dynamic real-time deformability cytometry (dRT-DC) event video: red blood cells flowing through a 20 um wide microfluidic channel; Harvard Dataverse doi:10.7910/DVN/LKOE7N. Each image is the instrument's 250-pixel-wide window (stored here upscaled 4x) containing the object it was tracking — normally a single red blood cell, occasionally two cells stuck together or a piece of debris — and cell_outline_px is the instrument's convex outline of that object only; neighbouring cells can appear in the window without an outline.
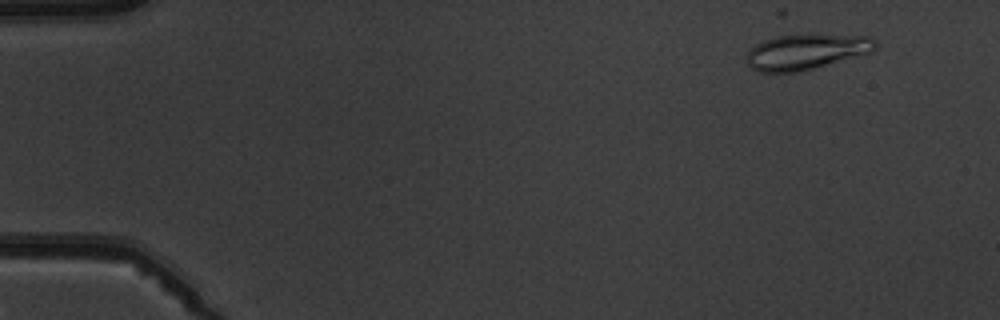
{"species": "common noctule bat (a hibernating species)", "species_latin": "Nyctalus noctula", "temperature_condition": "warm", "stored_images_in_passage": 6, "camera_frame_rate_fps": 3000, "um_per_image_px": 0.085, "animal": {"sex": "male", "body_mass_g": 19.5, "forearm_length_mm": 54.6}, "frame": {"image": 1, "passage_image": 2, "time_ms": 1.333, "image_size_px": [1000, 320], "cell_outline_px": [[876, 48], [872, 52], [800, 72], [760, 72], [752, 68], [744, 60], [744, 56], [756, 44], [764, 40], [776, 36], [812, 32], [872, 36], [876, 40]], "centroid_in_image_um": [68.56, 4.35], "position_along_channel_um": 16.4, "area_um2": 27.51}}
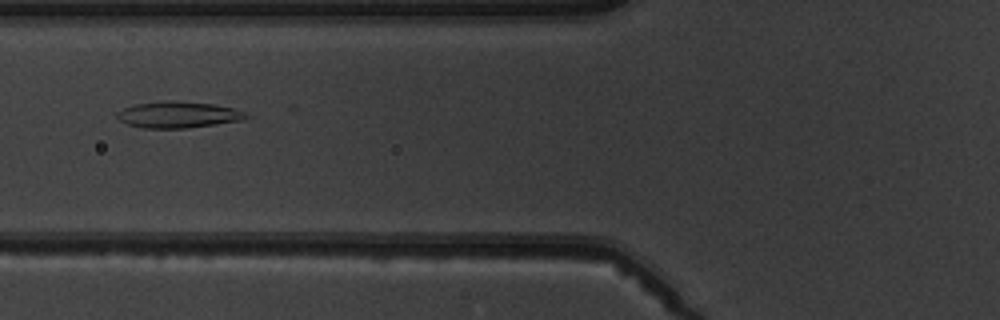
{"frame": {"image": 2, "passage_image": 6, "time_ms": 6.667, "image_size_px": [1000, 320], "cell_outline_px": [[252, 116], [240, 120], [216, 124], [184, 128], [140, 128], [128, 124], [120, 120], [116, 116], [116, 112], [132, 104], [168, 100], [172, 100], [212, 104], [236, 108]], "centroid_in_image_um": [15.13, 9.74], "position_along_channel_um": 110.7, "area_um2": 19.88}}